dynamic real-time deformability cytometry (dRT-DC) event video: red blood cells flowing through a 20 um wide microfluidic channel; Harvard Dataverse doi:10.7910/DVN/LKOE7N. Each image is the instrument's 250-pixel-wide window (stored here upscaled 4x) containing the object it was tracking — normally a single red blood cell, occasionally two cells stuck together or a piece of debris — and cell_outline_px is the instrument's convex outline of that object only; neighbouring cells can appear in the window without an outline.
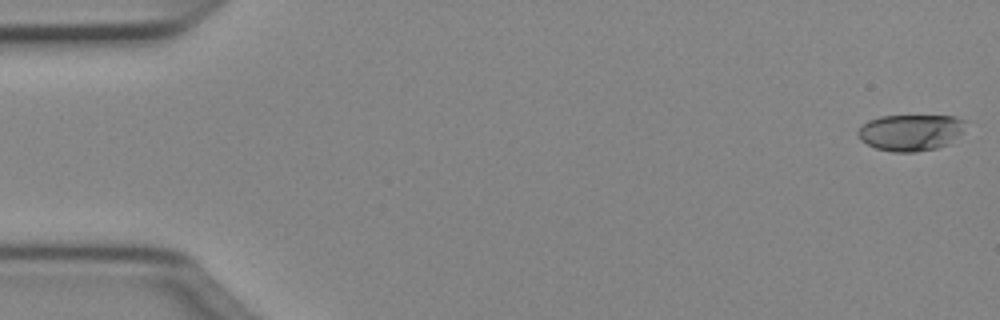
{"species": "Egyptian fruit bat (a non-hibernating species)", "species_latin": "Rousettus aegyptiacus", "temperature_condition": "cold", "stored_images_in_passage": 50, "camera_frame_rate_fps": 3000, "um_per_image_px": 0.085, "animal": {"sex": "female"}, "frame": {"image": 1, "passage_image": 1, "time_ms": 0.0, "image_size_px": [1000, 320], "cell_outline_px": [[968, 120], [964, 132], [948, 144], [936, 148], [916, 152], [892, 152], [876, 148], [860, 140], [856, 132], [868, 120], [880, 116], [956, 116]], "centroid_in_image_um": [77.45, 11.25], "position_along_channel_um": 7.5, "area_um2": 23.12}}
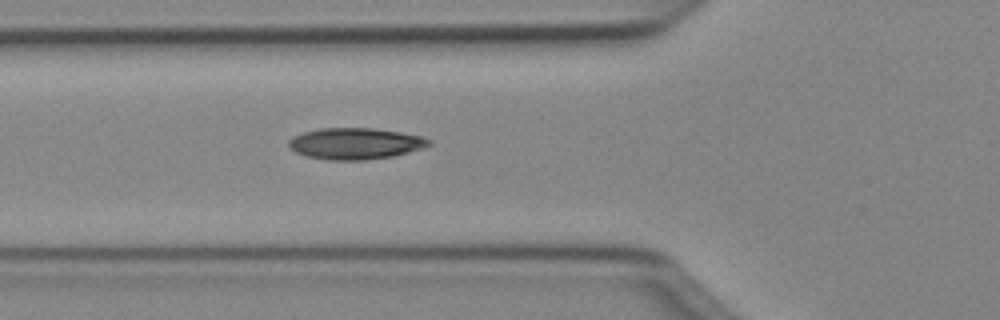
{"frame": {"image": 2, "passage_image": 18, "time_ms": 5.667, "image_size_px": [1000, 320], "cell_outline_px": [[432, 144], [428, 148], [392, 156], [368, 160], [328, 160], [308, 156], [296, 152], [288, 144], [288, 140], [292, 136], [304, 132], [320, 128], [372, 128], [400, 132], [420, 136], [432, 140]], "centroid_in_image_um": [30.25, 12.2], "position_along_channel_um": 95.5, "area_um2": 25.78}}
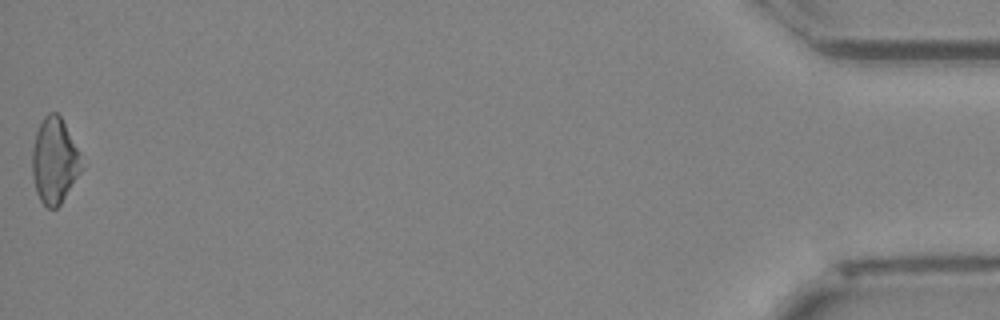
{"frame": {"image": 3, "passage_image": 50, "time_ms": 16.333, "image_size_px": [1000, 320], "cell_outline_px": [[84, 168], [60, 204], [56, 208], [48, 208], [40, 200], [36, 192], [32, 176], [32, 148], [36, 132], [44, 116], [48, 112], [56, 112], [60, 116], [80, 152]], "centroid_in_image_um": [4.64, 13.67], "position_along_channel_um": 430.6, "area_um2": 24.74}, "authors_computed_cell_mechanics": {"area_um2": 24.3338, "velocity_mm_per_s": 4.0637, "shape_relaxation_time_tau1_ms": 5.0681, "shape_relaxation_time_tau2_ms": 3.4861, "deformation_change_tau1": 0.1231, "deformation_change_tau2": 0.0937}}